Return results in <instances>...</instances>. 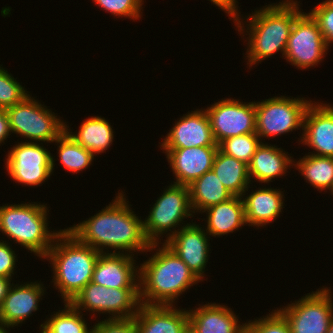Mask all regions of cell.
<instances>
[{
    "mask_svg": "<svg viewBox=\"0 0 333 333\" xmlns=\"http://www.w3.org/2000/svg\"><path fill=\"white\" fill-rule=\"evenodd\" d=\"M124 193L118 191L112 202L101 211L67 230L100 253L132 256H136L135 252L147 253L151 243L145 237L143 219L136 216Z\"/></svg>",
    "mask_w": 333,
    "mask_h": 333,
    "instance_id": "1",
    "label": "cell"
},
{
    "mask_svg": "<svg viewBox=\"0 0 333 333\" xmlns=\"http://www.w3.org/2000/svg\"><path fill=\"white\" fill-rule=\"evenodd\" d=\"M299 3L297 0H280L279 3L265 4L246 17L240 13L233 21L240 35H249L245 40L248 41L245 60L249 68L277 52H281L284 58L293 23L303 11Z\"/></svg>",
    "mask_w": 333,
    "mask_h": 333,
    "instance_id": "2",
    "label": "cell"
},
{
    "mask_svg": "<svg viewBox=\"0 0 333 333\" xmlns=\"http://www.w3.org/2000/svg\"><path fill=\"white\" fill-rule=\"evenodd\" d=\"M161 244L151 243L147 252L155 253L139 265L140 303L175 306L180 295L200 280L172 250Z\"/></svg>",
    "mask_w": 333,
    "mask_h": 333,
    "instance_id": "3",
    "label": "cell"
},
{
    "mask_svg": "<svg viewBox=\"0 0 333 333\" xmlns=\"http://www.w3.org/2000/svg\"><path fill=\"white\" fill-rule=\"evenodd\" d=\"M100 254L96 249L80 242L66 228L61 230L43 259L50 262L54 274L51 283L61 294L63 302H70L92 281Z\"/></svg>",
    "mask_w": 333,
    "mask_h": 333,
    "instance_id": "4",
    "label": "cell"
},
{
    "mask_svg": "<svg viewBox=\"0 0 333 333\" xmlns=\"http://www.w3.org/2000/svg\"><path fill=\"white\" fill-rule=\"evenodd\" d=\"M47 203L28 202L0 206V232L13 243L44 258L60 230H49Z\"/></svg>",
    "mask_w": 333,
    "mask_h": 333,
    "instance_id": "5",
    "label": "cell"
},
{
    "mask_svg": "<svg viewBox=\"0 0 333 333\" xmlns=\"http://www.w3.org/2000/svg\"><path fill=\"white\" fill-rule=\"evenodd\" d=\"M162 193L143 220L144 234L150 243L161 244L160 237L164 234L168 240L182 227L191 224L184 223L185 219L195 217L188 186L171 183Z\"/></svg>",
    "mask_w": 333,
    "mask_h": 333,
    "instance_id": "6",
    "label": "cell"
},
{
    "mask_svg": "<svg viewBox=\"0 0 333 333\" xmlns=\"http://www.w3.org/2000/svg\"><path fill=\"white\" fill-rule=\"evenodd\" d=\"M6 111L11 133L29 142L52 143L65 131V122L60 116L31 94Z\"/></svg>",
    "mask_w": 333,
    "mask_h": 333,
    "instance_id": "7",
    "label": "cell"
},
{
    "mask_svg": "<svg viewBox=\"0 0 333 333\" xmlns=\"http://www.w3.org/2000/svg\"><path fill=\"white\" fill-rule=\"evenodd\" d=\"M311 99L304 97L274 96L261 102L255 101L256 134L261 142L264 137L275 138L294 130L303 129V119ZM275 136V137H274Z\"/></svg>",
    "mask_w": 333,
    "mask_h": 333,
    "instance_id": "8",
    "label": "cell"
},
{
    "mask_svg": "<svg viewBox=\"0 0 333 333\" xmlns=\"http://www.w3.org/2000/svg\"><path fill=\"white\" fill-rule=\"evenodd\" d=\"M76 310L108 315L106 318H133L141 305L139 288H106L89 282L69 302Z\"/></svg>",
    "mask_w": 333,
    "mask_h": 333,
    "instance_id": "9",
    "label": "cell"
},
{
    "mask_svg": "<svg viewBox=\"0 0 333 333\" xmlns=\"http://www.w3.org/2000/svg\"><path fill=\"white\" fill-rule=\"evenodd\" d=\"M5 167L15 183L37 187L54 173L56 159L43 143L20 141L5 155Z\"/></svg>",
    "mask_w": 333,
    "mask_h": 333,
    "instance_id": "10",
    "label": "cell"
},
{
    "mask_svg": "<svg viewBox=\"0 0 333 333\" xmlns=\"http://www.w3.org/2000/svg\"><path fill=\"white\" fill-rule=\"evenodd\" d=\"M277 310L287 320L291 333H327L333 318V297L330 287L304 294Z\"/></svg>",
    "mask_w": 333,
    "mask_h": 333,
    "instance_id": "11",
    "label": "cell"
},
{
    "mask_svg": "<svg viewBox=\"0 0 333 333\" xmlns=\"http://www.w3.org/2000/svg\"><path fill=\"white\" fill-rule=\"evenodd\" d=\"M326 45L317 21L309 12H302L294 21L284 59L296 68L307 70L324 61Z\"/></svg>",
    "mask_w": 333,
    "mask_h": 333,
    "instance_id": "12",
    "label": "cell"
},
{
    "mask_svg": "<svg viewBox=\"0 0 333 333\" xmlns=\"http://www.w3.org/2000/svg\"><path fill=\"white\" fill-rule=\"evenodd\" d=\"M222 98L205 109L216 143L243 134L256 133L255 100Z\"/></svg>",
    "mask_w": 333,
    "mask_h": 333,
    "instance_id": "13",
    "label": "cell"
},
{
    "mask_svg": "<svg viewBox=\"0 0 333 333\" xmlns=\"http://www.w3.org/2000/svg\"><path fill=\"white\" fill-rule=\"evenodd\" d=\"M204 225L191 224L182 227L168 240L163 243L172 250L195 274V276L203 282L205 277V268L210 255V239L211 238L204 229Z\"/></svg>",
    "mask_w": 333,
    "mask_h": 333,
    "instance_id": "14",
    "label": "cell"
},
{
    "mask_svg": "<svg viewBox=\"0 0 333 333\" xmlns=\"http://www.w3.org/2000/svg\"><path fill=\"white\" fill-rule=\"evenodd\" d=\"M161 150L218 146L205 109H196L175 120L172 129L159 143Z\"/></svg>",
    "mask_w": 333,
    "mask_h": 333,
    "instance_id": "15",
    "label": "cell"
},
{
    "mask_svg": "<svg viewBox=\"0 0 333 333\" xmlns=\"http://www.w3.org/2000/svg\"><path fill=\"white\" fill-rule=\"evenodd\" d=\"M314 102V103H313ZM299 143L313 149L308 154L333 157V105L312 101L307 107Z\"/></svg>",
    "mask_w": 333,
    "mask_h": 333,
    "instance_id": "16",
    "label": "cell"
},
{
    "mask_svg": "<svg viewBox=\"0 0 333 333\" xmlns=\"http://www.w3.org/2000/svg\"><path fill=\"white\" fill-rule=\"evenodd\" d=\"M21 282L11 285L8 294L0 306V323L6 328L18 327L33 312L39 310V302L46 295L43 282Z\"/></svg>",
    "mask_w": 333,
    "mask_h": 333,
    "instance_id": "17",
    "label": "cell"
},
{
    "mask_svg": "<svg viewBox=\"0 0 333 333\" xmlns=\"http://www.w3.org/2000/svg\"><path fill=\"white\" fill-rule=\"evenodd\" d=\"M218 149V146H199L162 150L175 176L173 178L175 181L171 183L188 186L204 173L212 170Z\"/></svg>",
    "mask_w": 333,
    "mask_h": 333,
    "instance_id": "18",
    "label": "cell"
},
{
    "mask_svg": "<svg viewBox=\"0 0 333 333\" xmlns=\"http://www.w3.org/2000/svg\"><path fill=\"white\" fill-rule=\"evenodd\" d=\"M134 258L129 254L101 253L91 282L106 288H139V264Z\"/></svg>",
    "mask_w": 333,
    "mask_h": 333,
    "instance_id": "19",
    "label": "cell"
},
{
    "mask_svg": "<svg viewBox=\"0 0 333 333\" xmlns=\"http://www.w3.org/2000/svg\"><path fill=\"white\" fill-rule=\"evenodd\" d=\"M250 186L242 194L247 226L260 227L272 224L282 214L284 203V191L279 188L260 187L250 191ZM250 191L251 193L247 192ZM249 193V194H248ZM247 195V196H245Z\"/></svg>",
    "mask_w": 333,
    "mask_h": 333,
    "instance_id": "20",
    "label": "cell"
},
{
    "mask_svg": "<svg viewBox=\"0 0 333 333\" xmlns=\"http://www.w3.org/2000/svg\"><path fill=\"white\" fill-rule=\"evenodd\" d=\"M134 318L137 333H183L189 325L188 310L176 306L141 304Z\"/></svg>",
    "mask_w": 333,
    "mask_h": 333,
    "instance_id": "21",
    "label": "cell"
},
{
    "mask_svg": "<svg viewBox=\"0 0 333 333\" xmlns=\"http://www.w3.org/2000/svg\"><path fill=\"white\" fill-rule=\"evenodd\" d=\"M189 325L197 333H245V323L225 304L209 303L188 310Z\"/></svg>",
    "mask_w": 333,
    "mask_h": 333,
    "instance_id": "22",
    "label": "cell"
},
{
    "mask_svg": "<svg viewBox=\"0 0 333 333\" xmlns=\"http://www.w3.org/2000/svg\"><path fill=\"white\" fill-rule=\"evenodd\" d=\"M291 166H294L293 156L275 144L261 142L248 164L249 178L252 183L257 181L259 184H269L277 177L286 176Z\"/></svg>",
    "mask_w": 333,
    "mask_h": 333,
    "instance_id": "23",
    "label": "cell"
},
{
    "mask_svg": "<svg viewBox=\"0 0 333 333\" xmlns=\"http://www.w3.org/2000/svg\"><path fill=\"white\" fill-rule=\"evenodd\" d=\"M207 223L205 231L211 237H222L247 226L242 197L233 196L227 201L213 205L204 210Z\"/></svg>",
    "mask_w": 333,
    "mask_h": 333,
    "instance_id": "24",
    "label": "cell"
},
{
    "mask_svg": "<svg viewBox=\"0 0 333 333\" xmlns=\"http://www.w3.org/2000/svg\"><path fill=\"white\" fill-rule=\"evenodd\" d=\"M91 117V118H90ZM84 119L77 132H72L65 121V131L82 147L91 151L95 157L110 148L114 139L113 127L104 117L90 116Z\"/></svg>",
    "mask_w": 333,
    "mask_h": 333,
    "instance_id": "25",
    "label": "cell"
},
{
    "mask_svg": "<svg viewBox=\"0 0 333 333\" xmlns=\"http://www.w3.org/2000/svg\"><path fill=\"white\" fill-rule=\"evenodd\" d=\"M193 212L199 214L209 207L227 201L233 195L223 186L213 170L188 185ZM196 211V212H195Z\"/></svg>",
    "mask_w": 333,
    "mask_h": 333,
    "instance_id": "26",
    "label": "cell"
},
{
    "mask_svg": "<svg viewBox=\"0 0 333 333\" xmlns=\"http://www.w3.org/2000/svg\"><path fill=\"white\" fill-rule=\"evenodd\" d=\"M212 170L233 196L241 197L250 184L252 185L249 178L248 165L243 161L224 154L219 149L216 153Z\"/></svg>",
    "mask_w": 333,
    "mask_h": 333,
    "instance_id": "27",
    "label": "cell"
},
{
    "mask_svg": "<svg viewBox=\"0 0 333 333\" xmlns=\"http://www.w3.org/2000/svg\"><path fill=\"white\" fill-rule=\"evenodd\" d=\"M294 168L301 173V177L310 186L320 191H331L333 187V157L305 154L297 161L294 159Z\"/></svg>",
    "mask_w": 333,
    "mask_h": 333,
    "instance_id": "28",
    "label": "cell"
},
{
    "mask_svg": "<svg viewBox=\"0 0 333 333\" xmlns=\"http://www.w3.org/2000/svg\"><path fill=\"white\" fill-rule=\"evenodd\" d=\"M83 316V312L64 302V309L54 311L40 324V333H92V325Z\"/></svg>",
    "mask_w": 333,
    "mask_h": 333,
    "instance_id": "29",
    "label": "cell"
},
{
    "mask_svg": "<svg viewBox=\"0 0 333 333\" xmlns=\"http://www.w3.org/2000/svg\"><path fill=\"white\" fill-rule=\"evenodd\" d=\"M57 147L59 162L69 173H79L92 165L95 155L79 145L66 131L53 142Z\"/></svg>",
    "mask_w": 333,
    "mask_h": 333,
    "instance_id": "30",
    "label": "cell"
},
{
    "mask_svg": "<svg viewBox=\"0 0 333 333\" xmlns=\"http://www.w3.org/2000/svg\"><path fill=\"white\" fill-rule=\"evenodd\" d=\"M260 144L259 136L256 133H250L223 140L218 145V148L224 154L243 161L248 165Z\"/></svg>",
    "mask_w": 333,
    "mask_h": 333,
    "instance_id": "31",
    "label": "cell"
},
{
    "mask_svg": "<svg viewBox=\"0 0 333 333\" xmlns=\"http://www.w3.org/2000/svg\"><path fill=\"white\" fill-rule=\"evenodd\" d=\"M1 66L2 64L0 65V109H7L21 102L30 92Z\"/></svg>",
    "mask_w": 333,
    "mask_h": 333,
    "instance_id": "32",
    "label": "cell"
},
{
    "mask_svg": "<svg viewBox=\"0 0 333 333\" xmlns=\"http://www.w3.org/2000/svg\"><path fill=\"white\" fill-rule=\"evenodd\" d=\"M245 333H291L285 317L275 308L262 318L245 322Z\"/></svg>",
    "mask_w": 333,
    "mask_h": 333,
    "instance_id": "33",
    "label": "cell"
},
{
    "mask_svg": "<svg viewBox=\"0 0 333 333\" xmlns=\"http://www.w3.org/2000/svg\"><path fill=\"white\" fill-rule=\"evenodd\" d=\"M101 10L109 12L114 17L139 20L143 13L144 0H92ZM142 11V12H141Z\"/></svg>",
    "mask_w": 333,
    "mask_h": 333,
    "instance_id": "34",
    "label": "cell"
},
{
    "mask_svg": "<svg viewBox=\"0 0 333 333\" xmlns=\"http://www.w3.org/2000/svg\"><path fill=\"white\" fill-rule=\"evenodd\" d=\"M317 21L325 43H333V0H325L309 11Z\"/></svg>",
    "mask_w": 333,
    "mask_h": 333,
    "instance_id": "35",
    "label": "cell"
},
{
    "mask_svg": "<svg viewBox=\"0 0 333 333\" xmlns=\"http://www.w3.org/2000/svg\"><path fill=\"white\" fill-rule=\"evenodd\" d=\"M92 326V333H137L135 318H113L98 320Z\"/></svg>",
    "mask_w": 333,
    "mask_h": 333,
    "instance_id": "36",
    "label": "cell"
},
{
    "mask_svg": "<svg viewBox=\"0 0 333 333\" xmlns=\"http://www.w3.org/2000/svg\"><path fill=\"white\" fill-rule=\"evenodd\" d=\"M10 244L9 240L7 242V240L0 239V276L13 279L18 257Z\"/></svg>",
    "mask_w": 333,
    "mask_h": 333,
    "instance_id": "37",
    "label": "cell"
},
{
    "mask_svg": "<svg viewBox=\"0 0 333 333\" xmlns=\"http://www.w3.org/2000/svg\"><path fill=\"white\" fill-rule=\"evenodd\" d=\"M215 4L218 9H221L224 11L230 18V20H235L237 16L241 13L239 12V6H238V1L237 0H209Z\"/></svg>",
    "mask_w": 333,
    "mask_h": 333,
    "instance_id": "38",
    "label": "cell"
},
{
    "mask_svg": "<svg viewBox=\"0 0 333 333\" xmlns=\"http://www.w3.org/2000/svg\"><path fill=\"white\" fill-rule=\"evenodd\" d=\"M11 134L7 111L6 109H0V146L5 144V140H8L7 138H10Z\"/></svg>",
    "mask_w": 333,
    "mask_h": 333,
    "instance_id": "39",
    "label": "cell"
},
{
    "mask_svg": "<svg viewBox=\"0 0 333 333\" xmlns=\"http://www.w3.org/2000/svg\"><path fill=\"white\" fill-rule=\"evenodd\" d=\"M12 281H14V280L0 276V306H1L4 298L8 294V291H9L11 285L13 284Z\"/></svg>",
    "mask_w": 333,
    "mask_h": 333,
    "instance_id": "40",
    "label": "cell"
},
{
    "mask_svg": "<svg viewBox=\"0 0 333 333\" xmlns=\"http://www.w3.org/2000/svg\"><path fill=\"white\" fill-rule=\"evenodd\" d=\"M183 333H197L190 325L183 331Z\"/></svg>",
    "mask_w": 333,
    "mask_h": 333,
    "instance_id": "41",
    "label": "cell"
},
{
    "mask_svg": "<svg viewBox=\"0 0 333 333\" xmlns=\"http://www.w3.org/2000/svg\"><path fill=\"white\" fill-rule=\"evenodd\" d=\"M9 328L4 327L2 324L0 325V333H10Z\"/></svg>",
    "mask_w": 333,
    "mask_h": 333,
    "instance_id": "42",
    "label": "cell"
},
{
    "mask_svg": "<svg viewBox=\"0 0 333 333\" xmlns=\"http://www.w3.org/2000/svg\"><path fill=\"white\" fill-rule=\"evenodd\" d=\"M327 333H333V318L331 319V321L329 323Z\"/></svg>",
    "mask_w": 333,
    "mask_h": 333,
    "instance_id": "43",
    "label": "cell"
}]
</instances>
